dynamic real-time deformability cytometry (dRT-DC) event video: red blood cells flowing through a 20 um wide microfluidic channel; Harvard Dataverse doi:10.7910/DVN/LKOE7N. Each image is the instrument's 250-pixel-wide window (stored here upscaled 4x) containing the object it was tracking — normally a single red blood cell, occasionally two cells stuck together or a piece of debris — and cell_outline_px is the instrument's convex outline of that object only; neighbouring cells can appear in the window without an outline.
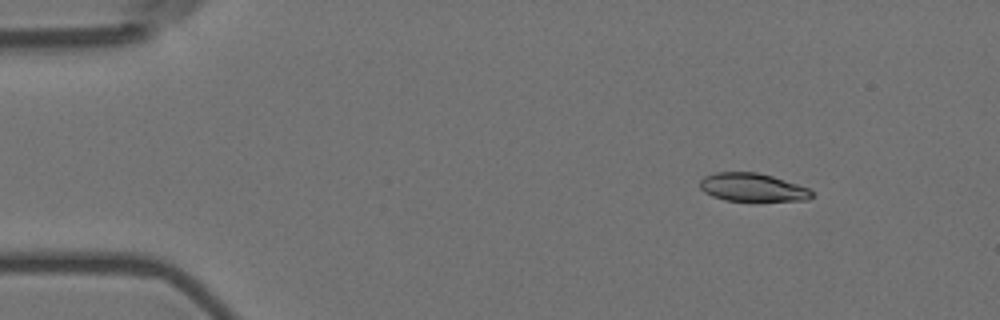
{"species": "Egyptian fruit bat (a non-hibernating species)", "species_latin": "Rousettus aegyptiacus", "temperature_condition": "room temperature", "stored_images_in_passage": 51, "camera_frame_rate_fps": 3000, "um_per_image_px": 0.085, "animal": {"sex": "female"}, "frame": {"image": 1, "passage_image": 1, "time_ms": 0.0, "image_size_px": [1000, 320], "cell_outline_px": [[816, 196], [808, 200], [724, 200], [712, 196], [704, 192], [700, 188], [700, 180], [704, 176], [716, 172], [756, 172], [772, 176], [808, 188], [816, 192]], "centroid_in_image_um": [63.98, 15.92], "position_along_channel_um": 21.0, "area_um2": 18.32}}
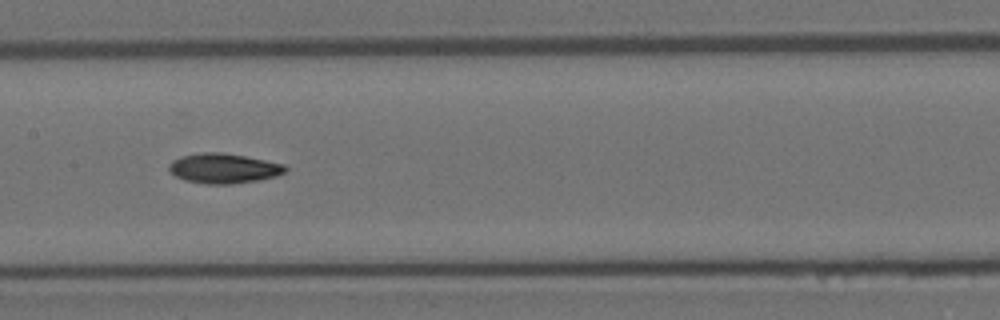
{"frame": {"image": 2, "passage_image": 22, "time_ms": 7.0, "image_size_px": [1000, 320], "cell_outline_px": [[288, 168], [284, 172], [276, 176], [260, 180], [232, 184], [204, 184], [184, 180], [176, 176], [168, 168], [168, 164], [172, 160], [180, 156], [200, 152], [220, 152], [244, 156], [284, 164]], "centroid_in_image_um": [18.98, 14.31], "position_along_channel_um": 188.4, "area_um2": 20.35}}
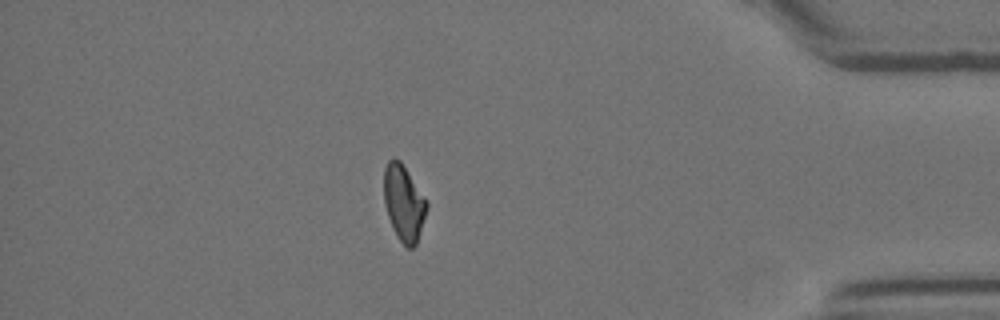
{"frame": {"image": 3, "passage_image": 43, "time_ms": 14.0, "image_size_px": [1000, 320], "cell_outline_px": [[428, 208], [416, 244], [412, 248], [408, 248], [396, 236], [392, 228], [384, 204], [384, 168], [388, 160], [392, 156], [396, 156], [400, 160], [428, 200]], "centroid_in_image_um": [34.32, 17.21], "position_along_channel_um": 400.9, "area_um2": 19.25}, "authors_computed_cell_mechanics": {"area_um2": 19.4786, "velocity_mm_per_s": 3.6024, "shape_relaxation_time_tau1_ms": 5.5222, "shape_relaxation_time_tau2_ms": 5.6686, "deformation_change_tau1": 0.1696, "deformation_change_tau2": 0.1069}}